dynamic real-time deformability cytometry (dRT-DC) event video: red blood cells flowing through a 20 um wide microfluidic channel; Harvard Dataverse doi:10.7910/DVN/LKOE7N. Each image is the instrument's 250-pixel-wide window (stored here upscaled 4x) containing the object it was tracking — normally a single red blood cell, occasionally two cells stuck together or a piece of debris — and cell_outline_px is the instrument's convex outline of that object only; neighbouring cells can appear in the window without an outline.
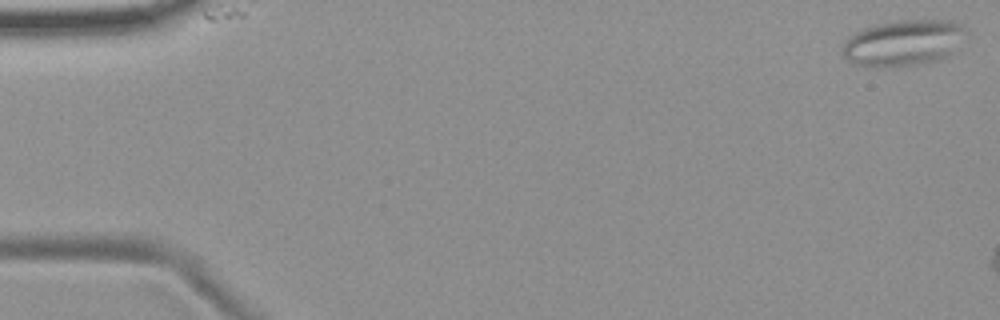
{"species": "common noctule bat (a hibernating species)", "species_latin": "Nyctalus noctula", "temperature_condition": "room temperature", "stored_images_in_passage": 3, "camera_frame_rate_fps": 3000, "um_per_image_px": 0.085, "animal": {"sex": "female", "body_mass_g": 19.9}, "frame": {"image": 1, "passage_image": 1, "time_ms": 0.0, "image_size_px": [1000, 320], "cell_outline_px": [[968, 32], [952, 52], [948, 56], [936, 60], [896, 68], [876, 68], [852, 64], [840, 52], [848, 36], [864, 28], [876, 24], [896, 20], [952, 20], [968, 28]], "centroid_in_image_um": [76.77, 3.65], "position_along_channel_um": 8.2, "area_um2": 33.7}}